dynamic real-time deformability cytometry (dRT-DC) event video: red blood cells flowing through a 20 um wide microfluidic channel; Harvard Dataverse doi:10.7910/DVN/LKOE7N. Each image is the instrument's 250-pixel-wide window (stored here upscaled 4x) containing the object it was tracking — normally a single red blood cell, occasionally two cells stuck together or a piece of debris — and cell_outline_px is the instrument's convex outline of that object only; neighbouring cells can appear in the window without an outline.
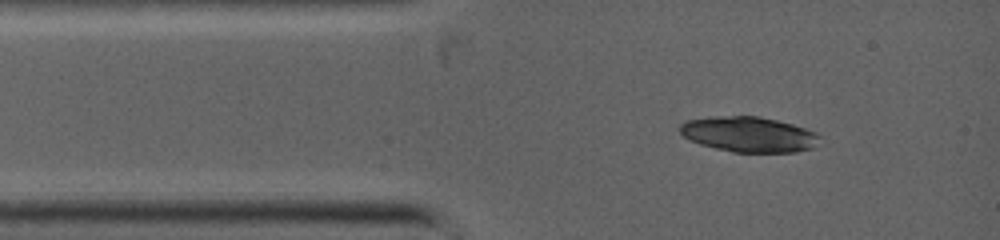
{"species": "common noctule bat (a hibernating species)", "species_latin": "Nyctalus noctula", "temperature_condition": "warm", "stored_images_in_passage": 1, "camera_frame_rate_fps": 5000, "um_per_image_px": 0.085, "animal": {"sex": "female", "body_mass_g": 19.0, "forearm_length_mm": 53.3}, "frame": {"image": 1, "passage_image": 1, "time_ms": 0.0, "image_size_px": [1000, 240], "cell_outline_px": [[820, 136], [812, 148], [796, 152], [732, 152], [700, 144], [684, 136], [680, 132], [680, 124], [684, 120], [708, 116], [760, 116], [792, 124], [816, 132]], "centroid_in_image_um": [63.61, 11.41], "position_along_channel_um": 21.4, "area_um2": 28.73}}